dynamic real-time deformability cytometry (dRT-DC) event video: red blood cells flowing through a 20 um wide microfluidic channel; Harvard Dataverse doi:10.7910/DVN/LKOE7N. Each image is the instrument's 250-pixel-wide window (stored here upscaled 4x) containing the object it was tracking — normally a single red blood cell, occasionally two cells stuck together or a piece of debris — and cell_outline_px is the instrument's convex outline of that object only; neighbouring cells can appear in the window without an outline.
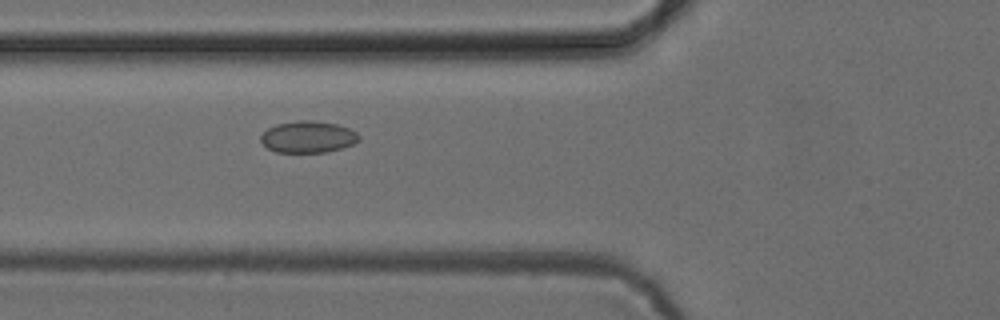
{"species": "common noctule bat (a hibernating species)", "species_latin": "Nyctalus noctula", "temperature_condition": "cold", "stored_images_in_passage": 24, "camera_frame_rate_fps": 3000, "um_per_image_px": 0.085, "animal": {"sex": "female", "body_mass_g": 24.6, "forearm_length_mm": 56.2}, "frame": {"image": 1, "passage_image": 21, "time_ms": 6.667, "image_size_px": [1000, 320], "cell_outline_px": [[360, 140], [352, 144], [328, 152], [276, 152], [268, 148], [260, 140], [260, 136], [268, 128], [276, 124], [300, 120], [312, 120], [336, 124], [348, 128], [356, 132], [360, 136]], "centroid_in_image_um": [26.18, 11.63], "position_along_channel_um": 99.6, "area_um2": 18.03}}
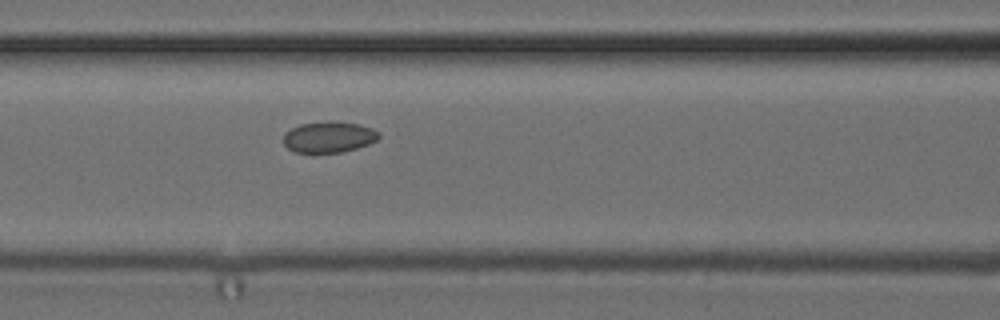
{"frame": {"image": 2, "passage_image": 24, "time_ms": 7.667, "image_size_px": [1000, 320], "cell_outline_px": [[380, 136], [376, 140], [368, 144], [344, 152], [312, 156], [296, 152], [288, 148], [284, 144], [284, 132], [300, 124], [324, 120], [332, 120], [360, 124], [372, 128]], "centroid_in_image_um": [27.9, 11.67], "position_along_channel_um": 138.7, "area_um2": 18.03}}